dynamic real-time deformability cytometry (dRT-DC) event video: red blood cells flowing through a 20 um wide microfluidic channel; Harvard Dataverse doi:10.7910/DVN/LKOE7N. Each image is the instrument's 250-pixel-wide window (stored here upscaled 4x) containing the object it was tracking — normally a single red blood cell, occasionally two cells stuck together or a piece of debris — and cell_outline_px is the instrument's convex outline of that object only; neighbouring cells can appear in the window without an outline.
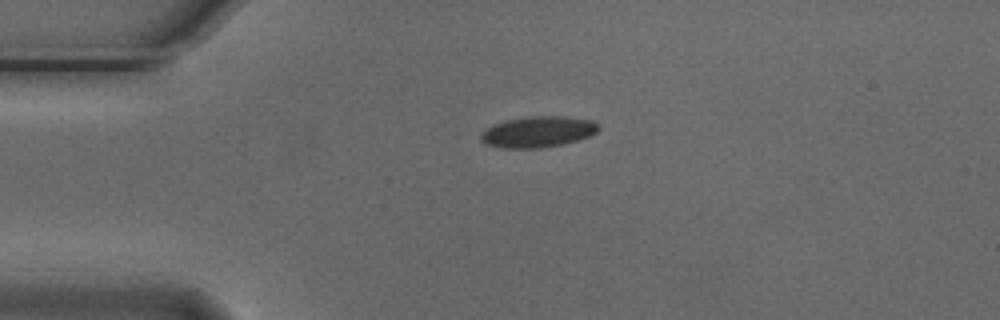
{"species": "Egyptian fruit bat (a non-hibernating species)", "species_latin": "Rousettus aegyptiacus", "temperature_condition": "cold", "stored_images_in_passage": 3, "camera_frame_rate_fps": 3000, "um_per_image_px": 0.085, "animal": {"sex": "male"}, "frame": {"image": 1, "passage_image": 1, "time_ms": 0.0, "image_size_px": [1000, 320], "cell_outline_px": [[600, 128], [596, 132], [588, 136], [576, 140], [560, 144], [540, 148], [504, 148], [484, 144], [480, 140], [480, 132], [484, 128], [492, 124], [524, 116], [564, 116], [592, 120]], "centroid_in_image_um": [45.65, 11.19], "position_along_channel_um": 39.4, "area_um2": 21.33}}
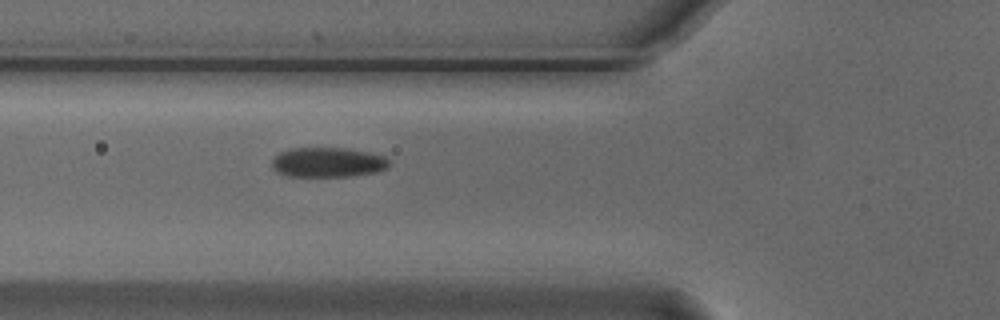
{"frame": {"image": 2, "passage_image": 3, "time_ms": 0.667, "image_size_px": [1000, 320], "cell_outline_px": [[388, 168], [376, 172], [348, 176], [288, 176], [276, 172], [272, 168], [272, 160], [280, 152], [292, 148], [344, 148], [368, 152], [384, 156], [388, 160]], "centroid_in_image_um": [27.84, 13.8], "position_along_channel_um": 98.0, "area_um2": 20.23}}